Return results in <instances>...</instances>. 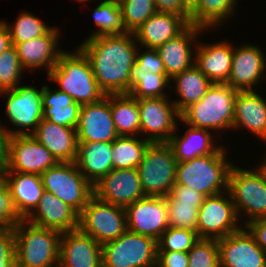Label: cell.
Wrapping results in <instances>:
<instances>
[{
  "mask_svg": "<svg viewBox=\"0 0 266 267\" xmlns=\"http://www.w3.org/2000/svg\"><path fill=\"white\" fill-rule=\"evenodd\" d=\"M1 94L8 95L5 105L8 120L13 126L19 128L9 130L2 126L7 137L11 135H31L43 119L42 88L39 90L32 85H18L14 89L0 92ZM25 129L31 131L28 132Z\"/></svg>",
  "mask_w": 266,
  "mask_h": 267,
  "instance_id": "cell-11",
  "label": "cell"
},
{
  "mask_svg": "<svg viewBox=\"0 0 266 267\" xmlns=\"http://www.w3.org/2000/svg\"><path fill=\"white\" fill-rule=\"evenodd\" d=\"M58 162H75L78 151L76 129L42 119L31 134Z\"/></svg>",
  "mask_w": 266,
  "mask_h": 267,
  "instance_id": "cell-23",
  "label": "cell"
},
{
  "mask_svg": "<svg viewBox=\"0 0 266 267\" xmlns=\"http://www.w3.org/2000/svg\"><path fill=\"white\" fill-rule=\"evenodd\" d=\"M75 101L71 96L60 90L51 91L46 85L42 86V104L43 107H67Z\"/></svg>",
  "mask_w": 266,
  "mask_h": 267,
  "instance_id": "cell-48",
  "label": "cell"
},
{
  "mask_svg": "<svg viewBox=\"0 0 266 267\" xmlns=\"http://www.w3.org/2000/svg\"><path fill=\"white\" fill-rule=\"evenodd\" d=\"M6 139L7 135L1 126L0 121V176L6 167Z\"/></svg>",
  "mask_w": 266,
  "mask_h": 267,
  "instance_id": "cell-53",
  "label": "cell"
},
{
  "mask_svg": "<svg viewBox=\"0 0 266 267\" xmlns=\"http://www.w3.org/2000/svg\"><path fill=\"white\" fill-rule=\"evenodd\" d=\"M76 50L60 54L48 79L55 81L58 90L69 94L80 105L98 102L106 95L98 86L88 57L79 47Z\"/></svg>",
  "mask_w": 266,
  "mask_h": 267,
  "instance_id": "cell-2",
  "label": "cell"
},
{
  "mask_svg": "<svg viewBox=\"0 0 266 267\" xmlns=\"http://www.w3.org/2000/svg\"><path fill=\"white\" fill-rule=\"evenodd\" d=\"M198 239L196 231L168 227L157 240V251L188 252Z\"/></svg>",
  "mask_w": 266,
  "mask_h": 267,
  "instance_id": "cell-40",
  "label": "cell"
},
{
  "mask_svg": "<svg viewBox=\"0 0 266 267\" xmlns=\"http://www.w3.org/2000/svg\"><path fill=\"white\" fill-rule=\"evenodd\" d=\"M23 68L14 45L0 54V92L18 86Z\"/></svg>",
  "mask_w": 266,
  "mask_h": 267,
  "instance_id": "cell-41",
  "label": "cell"
},
{
  "mask_svg": "<svg viewBox=\"0 0 266 267\" xmlns=\"http://www.w3.org/2000/svg\"><path fill=\"white\" fill-rule=\"evenodd\" d=\"M266 158V157H265ZM264 162L259 165V167L264 171L266 175V159L263 160Z\"/></svg>",
  "mask_w": 266,
  "mask_h": 267,
  "instance_id": "cell-55",
  "label": "cell"
},
{
  "mask_svg": "<svg viewBox=\"0 0 266 267\" xmlns=\"http://www.w3.org/2000/svg\"><path fill=\"white\" fill-rule=\"evenodd\" d=\"M238 90L226 83H213L207 93L181 113L186 125L207 130L233 127L234 103Z\"/></svg>",
  "mask_w": 266,
  "mask_h": 267,
  "instance_id": "cell-5",
  "label": "cell"
},
{
  "mask_svg": "<svg viewBox=\"0 0 266 267\" xmlns=\"http://www.w3.org/2000/svg\"><path fill=\"white\" fill-rule=\"evenodd\" d=\"M228 192L237 216L242 211L248 216L245 224L254 219L266 218V175L259 166L251 171L232 165Z\"/></svg>",
  "mask_w": 266,
  "mask_h": 267,
  "instance_id": "cell-6",
  "label": "cell"
},
{
  "mask_svg": "<svg viewBox=\"0 0 266 267\" xmlns=\"http://www.w3.org/2000/svg\"><path fill=\"white\" fill-rule=\"evenodd\" d=\"M245 228L254 236L256 243L266 252V218L251 220Z\"/></svg>",
  "mask_w": 266,
  "mask_h": 267,
  "instance_id": "cell-51",
  "label": "cell"
},
{
  "mask_svg": "<svg viewBox=\"0 0 266 267\" xmlns=\"http://www.w3.org/2000/svg\"><path fill=\"white\" fill-rule=\"evenodd\" d=\"M44 191L50 192L78 214L93 196V185L75 162H58L41 174Z\"/></svg>",
  "mask_w": 266,
  "mask_h": 267,
  "instance_id": "cell-8",
  "label": "cell"
},
{
  "mask_svg": "<svg viewBox=\"0 0 266 267\" xmlns=\"http://www.w3.org/2000/svg\"><path fill=\"white\" fill-rule=\"evenodd\" d=\"M156 11L175 13L185 17L190 23V13L183 7L181 0H154Z\"/></svg>",
  "mask_w": 266,
  "mask_h": 267,
  "instance_id": "cell-50",
  "label": "cell"
},
{
  "mask_svg": "<svg viewBox=\"0 0 266 267\" xmlns=\"http://www.w3.org/2000/svg\"><path fill=\"white\" fill-rule=\"evenodd\" d=\"M1 177L11 191L19 215L26 219L37 207L44 192L41 175L3 171Z\"/></svg>",
  "mask_w": 266,
  "mask_h": 267,
  "instance_id": "cell-26",
  "label": "cell"
},
{
  "mask_svg": "<svg viewBox=\"0 0 266 267\" xmlns=\"http://www.w3.org/2000/svg\"><path fill=\"white\" fill-rule=\"evenodd\" d=\"M235 4L237 0H200L198 7L190 14V24L204 30L219 26L234 13Z\"/></svg>",
  "mask_w": 266,
  "mask_h": 267,
  "instance_id": "cell-35",
  "label": "cell"
},
{
  "mask_svg": "<svg viewBox=\"0 0 266 267\" xmlns=\"http://www.w3.org/2000/svg\"><path fill=\"white\" fill-rule=\"evenodd\" d=\"M169 227L189 229L197 232L199 209L195 203L176 202L170 195L165 196Z\"/></svg>",
  "mask_w": 266,
  "mask_h": 267,
  "instance_id": "cell-39",
  "label": "cell"
},
{
  "mask_svg": "<svg viewBox=\"0 0 266 267\" xmlns=\"http://www.w3.org/2000/svg\"><path fill=\"white\" fill-rule=\"evenodd\" d=\"M93 195L123 208L144 198L138 168L112 169L93 185Z\"/></svg>",
  "mask_w": 266,
  "mask_h": 267,
  "instance_id": "cell-15",
  "label": "cell"
},
{
  "mask_svg": "<svg viewBox=\"0 0 266 267\" xmlns=\"http://www.w3.org/2000/svg\"><path fill=\"white\" fill-rule=\"evenodd\" d=\"M78 228L102 245L117 239L127 230L126 210L93 195L79 214Z\"/></svg>",
  "mask_w": 266,
  "mask_h": 267,
  "instance_id": "cell-10",
  "label": "cell"
},
{
  "mask_svg": "<svg viewBox=\"0 0 266 267\" xmlns=\"http://www.w3.org/2000/svg\"><path fill=\"white\" fill-rule=\"evenodd\" d=\"M169 81L167 74L140 72L139 66L134 63L129 71L128 94L136 99L166 97L163 90Z\"/></svg>",
  "mask_w": 266,
  "mask_h": 267,
  "instance_id": "cell-33",
  "label": "cell"
},
{
  "mask_svg": "<svg viewBox=\"0 0 266 267\" xmlns=\"http://www.w3.org/2000/svg\"><path fill=\"white\" fill-rule=\"evenodd\" d=\"M183 7L191 14L199 5L200 0H181Z\"/></svg>",
  "mask_w": 266,
  "mask_h": 267,
  "instance_id": "cell-54",
  "label": "cell"
},
{
  "mask_svg": "<svg viewBox=\"0 0 266 267\" xmlns=\"http://www.w3.org/2000/svg\"><path fill=\"white\" fill-rule=\"evenodd\" d=\"M201 31H204V29L190 24L178 36L169 39L166 43L156 48L162 59L166 74L170 79L194 64L195 57L191 44L195 41L197 35L201 34Z\"/></svg>",
  "mask_w": 266,
  "mask_h": 267,
  "instance_id": "cell-24",
  "label": "cell"
},
{
  "mask_svg": "<svg viewBox=\"0 0 266 267\" xmlns=\"http://www.w3.org/2000/svg\"><path fill=\"white\" fill-rule=\"evenodd\" d=\"M190 25L189 21L175 13L156 11L134 33L136 41L144 48L163 45L182 33Z\"/></svg>",
  "mask_w": 266,
  "mask_h": 267,
  "instance_id": "cell-22",
  "label": "cell"
},
{
  "mask_svg": "<svg viewBox=\"0 0 266 267\" xmlns=\"http://www.w3.org/2000/svg\"><path fill=\"white\" fill-rule=\"evenodd\" d=\"M127 32H135L156 12L154 0H118Z\"/></svg>",
  "mask_w": 266,
  "mask_h": 267,
  "instance_id": "cell-38",
  "label": "cell"
},
{
  "mask_svg": "<svg viewBox=\"0 0 266 267\" xmlns=\"http://www.w3.org/2000/svg\"><path fill=\"white\" fill-rule=\"evenodd\" d=\"M13 230L16 267H54L59 265L62 232L31 224L25 219Z\"/></svg>",
  "mask_w": 266,
  "mask_h": 267,
  "instance_id": "cell-4",
  "label": "cell"
},
{
  "mask_svg": "<svg viewBox=\"0 0 266 267\" xmlns=\"http://www.w3.org/2000/svg\"><path fill=\"white\" fill-rule=\"evenodd\" d=\"M111 115L119 136H134L140 132L137 99L129 94H111Z\"/></svg>",
  "mask_w": 266,
  "mask_h": 267,
  "instance_id": "cell-32",
  "label": "cell"
},
{
  "mask_svg": "<svg viewBox=\"0 0 266 267\" xmlns=\"http://www.w3.org/2000/svg\"><path fill=\"white\" fill-rule=\"evenodd\" d=\"M58 161L32 135H11L6 139V167L13 171L41 175Z\"/></svg>",
  "mask_w": 266,
  "mask_h": 267,
  "instance_id": "cell-12",
  "label": "cell"
},
{
  "mask_svg": "<svg viewBox=\"0 0 266 267\" xmlns=\"http://www.w3.org/2000/svg\"><path fill=\"white\" fill-rule=\"evenodd\" d=\"M12 46L6 21H0V54Z\"/></svg>",
  "mask_w": 266,
  "mask_h": 267,
  "instance_id": "cell-52",
  "label": "cell"
},
{
  "mask_svg": "<svg viewBox=\"0 0 266 267\" xmlns=\"http://www.w3.org/2000/svg\"><path fill=\"white\" fill-rule=\"evenodd\" d=\"M127 230L156 241L169 227L165 197L145 196L125 208Z\"/></svg>",
  "mask_w": 266,
  "mask_h": 267,
  "instance_id": "cell-16",
  "label": "cell"
},
{
  "mask_svg": "<svg viewBox=\"0 0 266 267\" xmlns=\"http://www.w3.org/2000/svg\"><path fill=\"white\" fill-rule=\"evenodd\" d=\"M93 18L99 29L88 38L103 35L126 34L122 20V11L118 0H104L94 10Z\"/></svg>",
  "mask_w": 266,
  "mask_h": 267,
  "instance_id": "cell-36",
  "label": "cell"
},
{
  "mask_svg": "<svg viewBox=\"0 0 266 267\" xmlns=\"http://www.w3.org/2000/svg\"><path fill=\"white\" fill-rule=\"evenodd\" d=\"M188 253L180 251H157L156 267H188Z\"/></svg>",
  "mask_w": 266,
  "mask_h": 267,
  "instance_id": "cell-49",
  "label": "cell"
},
{
  "mask_svg": "<svg viewBox=\"0 0 266 267\" xmlns=\"http://www.w3.org/2000/svg\"><path fill=\"white\" fill-rule=\"evenodd\" d=\"M177 160L168 143H151L138 166L145 196L165 197L175 184Z\"/></svg>",
  "mask_w": 266,
  "mask_h": 267,
  "instance_id": "cell-7",
  "label": "cell"
},
{
  "mask_svg": "<svg viewBox=\"0 0 266 267\" xmlns=\"http://www.w3.org/2000/svg\"><path fill=\"white\" fill-rule=\"evenodd\" d=\"M240 126L266 141V100L254 90L236 94L232 128Z\"/></svg>",
  "mask_w": 266,
  "mask_h": 267,
  "instance_id": "cell-27",
  "label": "cell"
},
{
  "mask_svg": "<svg viewBox=\"0 0 266 267\" xmlns=\"http://www.w3.org/2000/svg\"><path fill=\"white\" fill-rule=\"evenodd\" d=\"M209 131L190 125L182 137H179L175 131L167 143L171 147L177 162H184L214 153L220 146H214V140Z\"/></svg>",
  "mask_w": 266,
  "mask_h": 267,
  "instance_id": "cell-30",
  "label": "cell"
},
{
  "mask_svg": "<svg viewBox=\"0 0 266 267\" xmlns=\"http://www.w3.org/2000/svg\"><path fill=\"white\" fill-rule=\"evenodd\" d=\"M226 150L219 147L214 153L178 162L175 183L188 186L207 196L228 190L232 163L226 159Z\"/></svg>",
  "mask_w": 266,
  "mask_h": 267,
  "instance_id": "cell-3",
  "label": "cell"
},
{
  "mask_svg": "<svg viewBox=\"0 0 266 267\" xmlns=\"http://www.w3.org/2000/svg\"><path fill=\"white\" fill-rule=\"evenodd\" d=\"M134 33L87 38L78 46L88 57L100 89L107 94L129 93V71L138 46Z\"/></svg>",
  "mask_w": 266,
  "mask_h": 267,
  "instance_id": "cell-1",
  "label": "cell"
},
{
  "mask_svg": "<svg viewBox=\"0 0 266 267\" xmlns=\"http://www.w3.org/2000/svg\"><path fill=\"white\" fill-rule=\"evenodd\" d=\"M157 241L126 230L102 244V267H156Z\"/></svg>",
  "mask_w": 266,
  "mask_h": 267,
  "instance_id": "cell-9",
  "label": "cell"
},
{
  "mask_svg": "<svg viewBox=\"0 0 266 267\" xmlns=\"http://www.w3.org/2000/svg\"><path fill=\"white\" fill-rule=\"evenodd\" d=\"M22 220L15 207L11 191L0 176V228H14Z\"/></svg>",
  "mask_w": 266,
  "mask_h": 267,
  "instance_id": "cell-43",
  "label": "cell"
},
{
  "mask_svg": "<svg viewBox=\"0 0 266 267\" xmlns=\"http://www.w3.org/2000/svg\"><path fill=\"white\" fill-rule=\"evenodd\" d=\"M112 149L113 142L78 141L75 164L92 185L113 169Z\"/></svg>",
  "mask_w": 266,
  "mask_h": 267,
  "instance_id": "cell-29",
  "label": "cell"
},
{
  "mask_svg": "<svg viewBox=\"0 0 266 267\" xmlns=\"http://www.w3.org/2000/svg\"><path fill=\"white\" fill-rule=\"evenodd\" d=\"M13 26L7 24L11 43L16 45L47 34L52 27L44 25L40 19L28 12H21Z\"/></svg>",
  "mask_w": 266,
  "mask_h": 267,
  "instance_id": "cell-37",
  "label": "cell"
},
{
  "mask_svg": "<svg viewBox=\"0 0 266 267\" xmlns=\"http://www.w3.org/2000/svg\"><path fill=\"white\" fill-rule=\"evenodd\" d=\"M137 102L140 132L147 133L144 139L151 143H167L178 127L175 118H181L173 101L160 97L137 99Z\"/></svg>",
  "mask_w": 266,
  "mask_h": 267,
  "instance_id": "cell-14",
  "label": "cell"
},
{
  "mask_svg": "<svg viewBox=\"0 0 266 267\" xmlns=\"http://www.w3.org/2000/svg\"><path fill=\"white\" fill-rule=\"evenodd\" d=\"M224 193L207 196L199 208L197 234L199 238L219 239L238 231L241 226L228 190ZM238 221V222H237Z\"/></svg>",
  "mask_w": 266,
  "mask_h": 267,
  "instance_id": "cell-13",
  "label": "cell"
},
{
  "mask_svg": "<svg viewBox=\"0 0 266 267\" xmlns=\"http://www.w3.org/2000/svg\"><path fill=\"white\" fill-rule=\"evenodd\" d=\"M81 105L74 102L67 107H43V119L76 129Z\"/></svg>",
  "mask_w": 266,
  "mask_h": 267,
  "instance_id": "cell-44",
  "label": "cell"
},
{
  "mask_svg": "<svg viewBox=\"0 0 266 267\" xmlns=\"http://www.w3.org/2000/svg\"><path fill=\"white\" fill-rule=\"evenodd\" d=\"M27 222L60 232L79 227V214L55 195L44 191L35 210L25 219Z\"/></svg>",
  "mask_w": 266,
  "mask_h": 267,
  "instance_id": "cell-21",
  "label": "cell"
},
{
  "mask_svg": "<svg viewBox=\"0 0 266 267\" xmlns=\"http://www.w3.org/2000/svg\"><path fill=\"white\" fill-rule=\"evenodd\" d=\"M187 253L188 267H220L217 239L199 238Z\"/></svg>",
  "mask_w": 266,
  "mask_h": 267,
  "instance_id": "cell-42",
  "label": "cell"
},
{
  "mask_svg": "<svg viewBox=\"0 0 266 267\" xmlns=\"http://www.w3.org/2000/svg\"><path fill=\"white\" fill-rule=\"evenodd\" d=\"M59 267H102V245L79 228L62 232Z\"/></svg>",
  "mask_w": 266,
  "mask_h": 267,
  "instance_id": "cell-19",
  "label": "cell"
},
{
  "mask_svg": "<svg viewBox=\"0 0 266 267\" xmlns=\"http://www.w3.org/2000/svg\"><path fill=\"white\" fill-rule=\"evenodd\" d=\"M146 49L144 53H139V49L137 50L135 63L139 66V71L152 72L153 74H166L158 51L154 48Z\"/></svg>",
  "mask_w": 266,
  "mask_h": 267,
  "instance_id": "cell-46",
  "label": "cell"
},
{
  "mask_svg": "<svg viewBox=\"0 0 266 267\" xmlns=\"http://www.w3.org/2000/svg\"><path fill=\"white\" fill-rule=\"evenodd\" d=\"M170 80L176 82L175 91L180 99L173 103L180 114L190 105L198 102L213 84L195 64L174 75Z\"/></svg>",
  "mask_w": 266,
  "mask_h": 267,
  "instance_id": "cell-31",
  "label": "cell"
},
{
  "mask_svg": "<svg viewBox=\"0 0 266 267\" xmlns=\"http://www.w3.org/2000/svg\"><path fill=\"white\" fill-rule=\"evenodd\" d=\"M169 195L176 201V202H187V203H195V206L199 209L200 206L203 204L204 199L206 198L205 195L201 194L189 188L185 185H180L175 183L172 189L169 192Z\"/></svg>",
  "mask_w": 266,
  "mask_h": 267,
  "instance_id": "cell-47",
  "label": "cell"
},
{
  "mask_svg": "<svg viewBox=\"0 0 266 267\" xmlns=\"http://www.w3.org/2000/svg\"><path fill=\"white\" fill-rule=\"evenodd\" d=\"M59 32L56 28H52L43 36L16 44L15 48L22 68L33 70L45 66L49 74L63 52L56 49Z\"/></svg>",
  "mask_w": 266,
  "mask_h": 267,
  "instance_id": "cell-25",
  "label": "cell"
},
{
  "mask_svg": "<svg viewBox=\"0 0 266 267\" xmlns=\"http://www.w3.org/2000/svg\"><path fill=\"white\" fill-rule=\"evenodd\" d=\"M76 133L78 141L86 142H113L119 136L111 115V94L81 105Z\"/></svg>",
  "mask_w": 266,
  "mask_h": 267,
  "instance_id": "cell-18",
  "label": "cell"
},
{
  "mask_svg": "<svg viewBox=\"0 0 266 267\" xmlns=\"http://www.w3.org/2000/svg\"><path fill=\"white\" fill-rule=\"evenodd\" d=\"M77 1H79V2H81V3H84V2H86V1H88V0H77Z\"/></svg>",
  "mask_w": 266,
  "mask_h": 267,
  "instance_id": "cell-56",
  "label": "cell"
},
{
  "mask_svg": "<svg viewBox=\"0 0 266 267\" xmlns=\"http://www.w3.org/2000/svg\"><path fill=\"white\" fill-rule=\"evenodd\" d=\"M266 58L255 45H242L233 48L232 66L226 84L238 91L253 90L252 87L262 80L266 70Z\"/></svg>",
  "mask_w": 266,
  "mask_h": 267,
  "instance_id": "cell-20",
  "label": "cell"
},
{
  "mask_svg": "<svg viewBox=\"0 0 266 267\" xmlns=\"http://www.w3.org/2000/svg\"><path fill=\"white\" fill-rule=\"evenodd\" d=\"M219 42L201 45L196 48L194 64L212 83H227L233 57V46Z\"/></svg>",
  "mask_w": 266,
  "mask_h": 267,
  "instance_id": "cell-28",
  "label": "cell"
},
{
  "mask_svg": "<svg viewBox=\"0 0 266 267\" xmlns=\"http://www.w3.org/2000/svg\"><path fill=\"white\" fill-rule=\"evenodd\" d=\"M0 267H16L13 228H0Z\"/></svg>",
  "mask_w": 266,
  "mask_h": 267,
  "instance_id": "cell-45",
  "label": "cell"
},
{
  "mask_svg": "<svg viewBox=\"0 0 266 267\" xmlns=\"http://www.w3.org/2000/svg\"><path fill=\"white\" fill-rule=\"evenodd\" d=\"M150 141L135 136H118L113 141L112 168H138Z\"/></svg>",
  "mask_w": 266,
  "mask_h": 267,
  "instance_id": "cell-34",
  "label": "cell"
},
{
  "mask_svg": "<svg viewBox=\"0 0 266 267\" xmlns=\"http://www.w3.org/2000/svg\"><path fill=\"white\" fill-rule=\"evenodd\" d=\"M217 244L220 267H266V252L247 228L217 239Z\"/></svg>",
  "mask_w": 266,
  "mask_h": 267,
  "instance_id": "cell-17",
  "label": "cell"
}]
</instances>
